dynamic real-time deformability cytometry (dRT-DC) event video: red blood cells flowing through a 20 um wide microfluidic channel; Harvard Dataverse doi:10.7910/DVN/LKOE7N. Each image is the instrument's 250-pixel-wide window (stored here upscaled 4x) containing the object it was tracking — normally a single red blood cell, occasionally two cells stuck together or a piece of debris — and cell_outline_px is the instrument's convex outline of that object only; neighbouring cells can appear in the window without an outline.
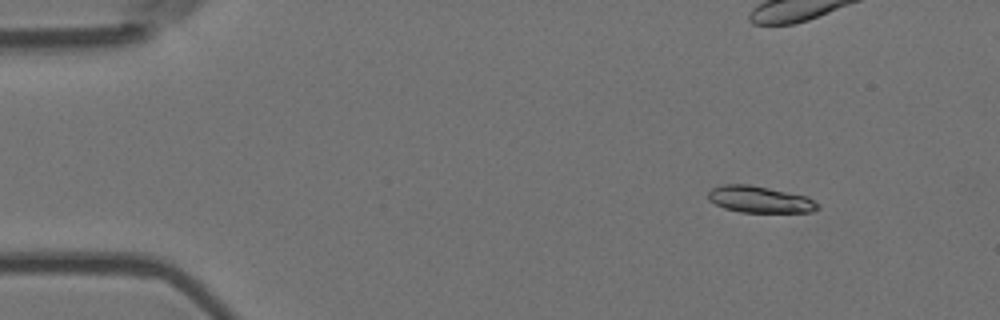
{"species": "Egyptian fruit bat (a non-hibernating species)", "species_latin": "Rousettus aegyptiacus", "temperature_condition": "room temperature", "stored_images_in_passage": 11, "camera_frame_rate_fps": 3000, "um_per_image_px": 0.085, "animal": {"sex": "female"}, "frame": {"image": 1, "passage_image": 2, "time_ms": 0.333, "image_size_px": [1000, 320], "cell_outline_px": [[820, 208], [812, 212], [740, 212], [724, 208], [708, 200], [708, 192], [712, 188], [724, 184], [748, 184], [808, 196], [820, 204]], "centroid_in_image_um": [64.6, 16.95], "position_along_channel_um": 20.4, "area_um2": 17.05}}
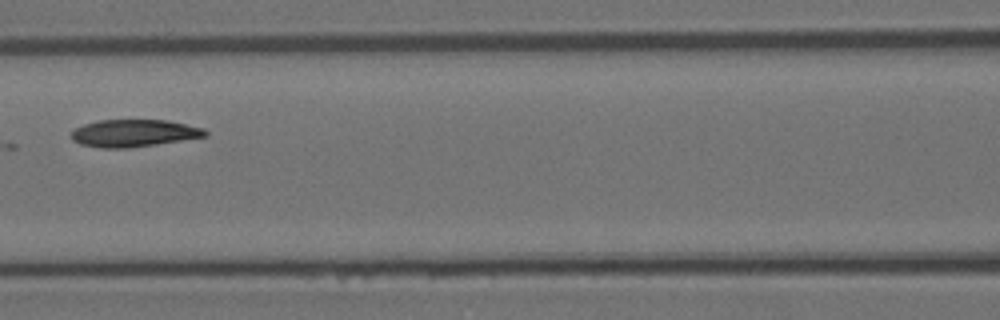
{"frame": {"image": 2, "passage_image": 7, "time_ms": 2.0, "image_size_px": [1000, 320], "cell_outline_px": [[208, 132], [204, 136], [156, 144], [128, 148], [100, 148], [80, 144], [72, 140], [72, 132], [76, 128], [84, 124], [100, 120], [164, 120], [204, 128]], "centroid_in_image_um": [11.33, 11.32], "position_along_channel_um": 155.3, "area_um2": 20.98}}
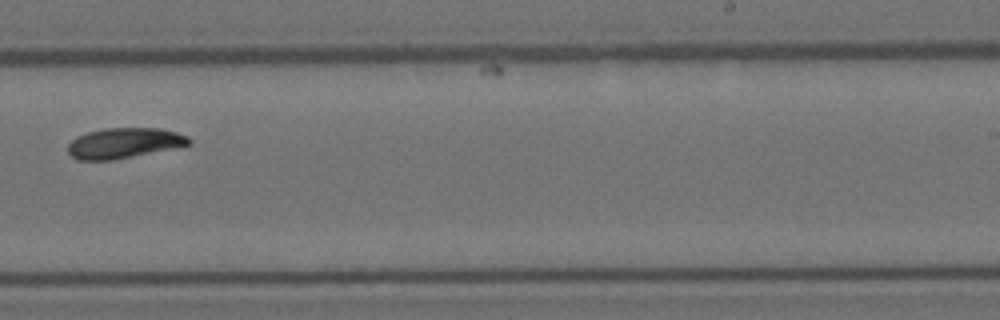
{"frame": {"image": 3, "passage_image": 10, "time_ms": 3.0, "image_size_px": [1000, 320], "cell_outline_px": [[192, 144], [112, 160], [76, 160], [68, 152], [68, 144], [76, 136], [88, 132], [104, 128], [160, 128], [176, 132], [188, 136], [192, 140]], "centroid_in_image_um": [10.53, 12.15], "position_along_channel_um": 278.5, "area_um2": 21.33}}